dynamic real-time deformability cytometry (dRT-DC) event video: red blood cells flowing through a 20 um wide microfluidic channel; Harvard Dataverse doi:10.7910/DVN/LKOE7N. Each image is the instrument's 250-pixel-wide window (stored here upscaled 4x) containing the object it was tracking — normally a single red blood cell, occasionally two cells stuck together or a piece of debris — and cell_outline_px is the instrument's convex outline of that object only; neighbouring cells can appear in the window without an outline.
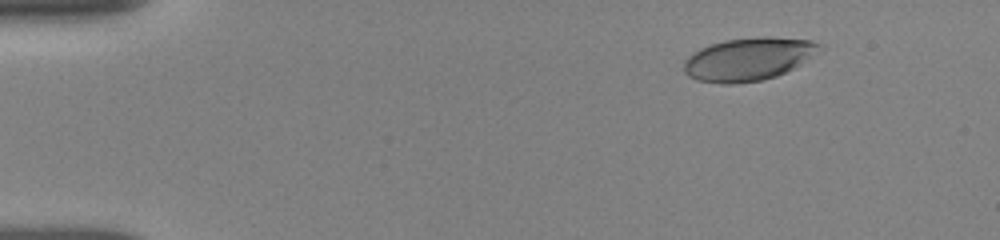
{"species": "human", "species_latin": "Homo sapiens", "temperature_condition": "room temperature", "stored_images_in_passage": 28, "camera_frame_rate_fps": 3000, "um_per_image_px": 0.085, "donor": {"sex": "female"}, "frame": {"image": 1, "passage_image": 3, "time_ms": 1.667, "image_size_px": [1000, 240], "cell_outline_px": [[820, 44], [812, 56], [792, 68], [776, 76], [760, 80], [732, 84], [724, 84], [696, 80], [688, 76], [684, 72], [684, 60], [692, 52], [700, 48], [724, 40], [760, 36], [768, 36], [812, 40]], "centroid_in_image_um": [63.54, 5.02], "position_along_channel_um": 21.5, "area_um2": 33.64}}
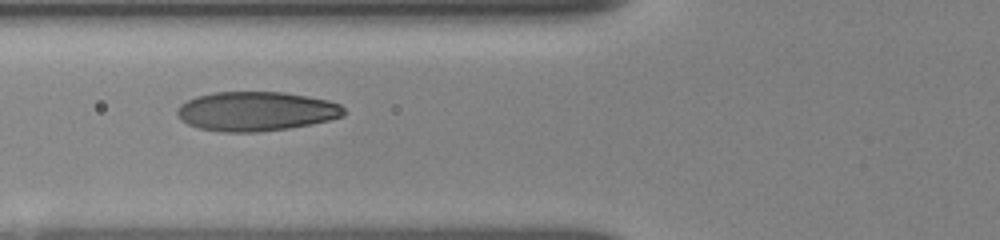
{"frame": {"image": 2, "passage_image": 16, "time_ms": 6.333, "image_size_px": [1000, 240], "cell_outline_px": [[344, 116], [328, 120], [288, 128], [256, 132], [224, 132], [200, 128], [188, 124], [176, 112], [176, 108], [180, 104], [196, 96], [212, 92], [284, 92], [328, 100], [340, 104], [344, 108]], "centroid_in_image_um": [21.76, 9.45], "position_along_channel_um": 104.0, "area_um2": 37.97}}
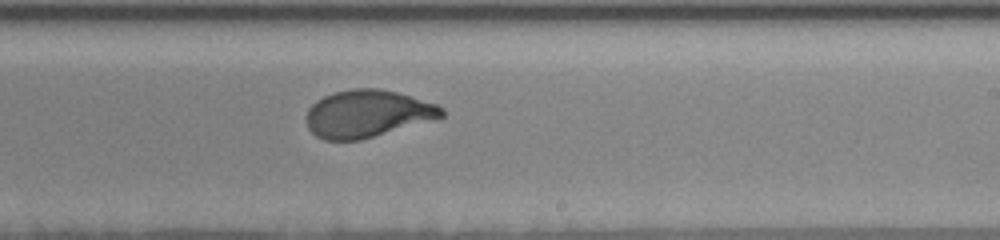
{"frame": {"image": 3, "passage_image": 28, "time_ms": 10.333, "image_size_px": [1000, 240], "cell_outline_px": [[444, 116], [360, 140], [324, 140], [316, 136], [308, 128], [304, 116], [308, 108], [316, 100], [332, 92], [352, 88], [376, 88], [396, 92], [436, 104], [444, 108]], "centroid_in_image_um": [31.15, 9.65], "position_along_channel_um": 257.8, "area_um2": 37.17}}